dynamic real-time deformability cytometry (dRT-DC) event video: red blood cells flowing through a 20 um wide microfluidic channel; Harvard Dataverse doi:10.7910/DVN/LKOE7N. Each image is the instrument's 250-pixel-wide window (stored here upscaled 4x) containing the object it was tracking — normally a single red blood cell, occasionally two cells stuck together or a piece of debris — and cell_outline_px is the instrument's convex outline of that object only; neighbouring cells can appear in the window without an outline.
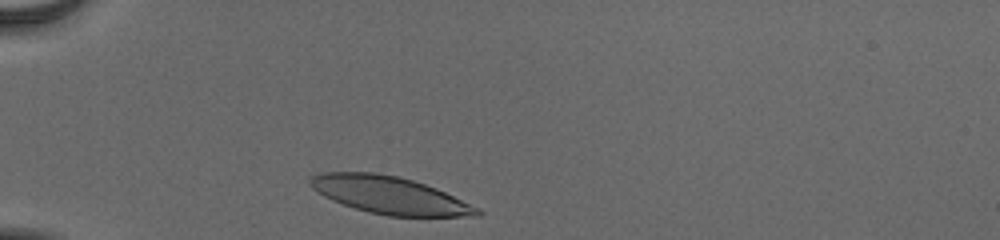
{"species": "human", "species_latin": "Homo sapiens", "temperature_condition": "cold", "stored_images_in_passage": 32, "camera_frame_rate_fps": 3000, "um_per_image_px": 0.085, "donor": {"sex": "male"}, "frame": {"image": 1, "passage_image": 2, "time_ms": 0.333, "image_size_px": [1000, 240], "cell_outline_px": [[484, 212], [480, 216], [388, 216], [368, 212], [332, 200], [324, 196], [312, 188], [308, 184], [308, 180], [312, 176], [324, 172], [376, 172], [396, 176], [412, 180], [436, 188], [480, 208]], "centroid_in_image_um": [33.13, 16.59], "position_along_channel_um": 51.9, "area_um2": 36.24}}
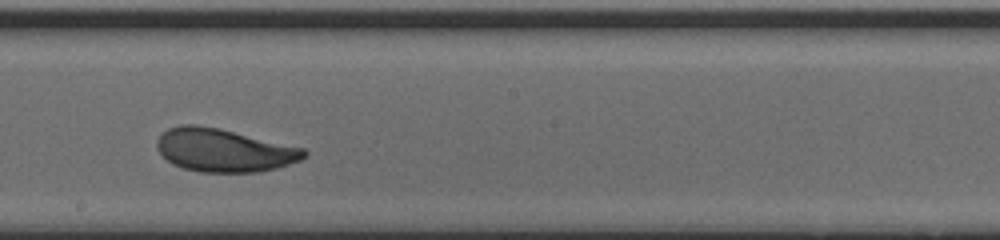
{"frame": {"image": 2, "passage_image": 18, "time_ms": 5.667, "image_size_px": [1000, 240], "cell_outline_px": [[308, 156], [300, 160], [276, 168], [256, 172], [200, 172], [184, 168], [172, 164], [156, 148], [156, 140], [168, 128], [180, 124], [196, 124], [216, 128], [304, 148], [308, 152]], "centroid_in_image_um": [19.02, 12.77], "position_along_channel_um": 229.2, "area_um2": 36.65}}
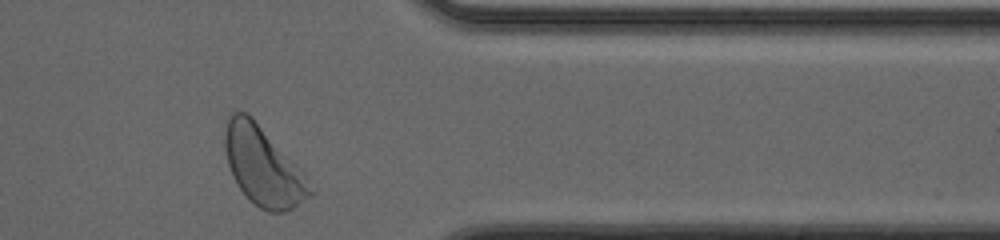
{"frame": {"image": 3, "passage_image": 31, "time_ms": 10.0, "image_size_px": [1000, 240], "cell_outline_px": [[316, 192], [292, 208], [284, 212], [268, 212], [260, 208], [248, 200], [236, 184], [232, 176], [228, 164], [224, 148], [224, 132], [228, 116], [232, 112], [248, 112], [252, 116], [308, 176], [316, 188]], "centroid_in_image_um": [22.38, 14.14], "position_along_channel_um": 389.0, "area_um2": 39.71}, "authors_computed_cell_mechanics": {"area_um2": 36.7319, "velocity_mm_per_s": 3.8541, "shape_relaxation_time_tau1_ms": 2.5301, "shape_relaxation_time_tau2_ms": 1.6563, "deformation_change_tau1": 0.133, "deformation_change_tau2": 0.0604}}